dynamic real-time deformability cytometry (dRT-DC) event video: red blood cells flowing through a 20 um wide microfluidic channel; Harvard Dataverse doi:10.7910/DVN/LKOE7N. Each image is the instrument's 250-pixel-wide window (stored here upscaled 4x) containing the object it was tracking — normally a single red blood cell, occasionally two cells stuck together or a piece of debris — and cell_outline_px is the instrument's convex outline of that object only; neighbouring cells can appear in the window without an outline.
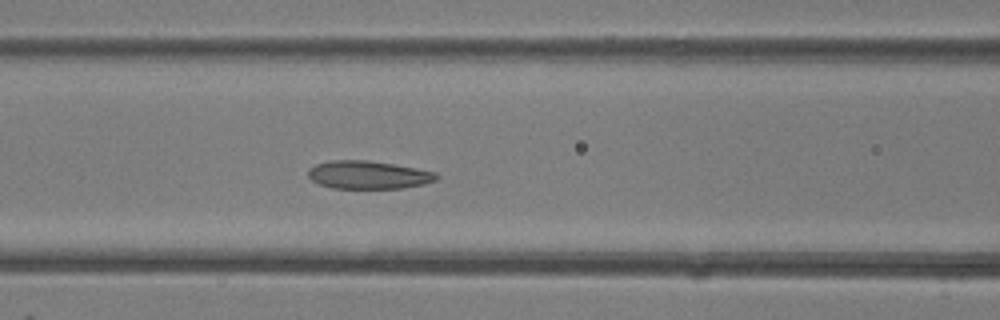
{"species": "common noctule bat (a hibernating species)", "species_latin": "Nyctalus noctula", "temperature_condition": "room temperature", "stored_images_in_passage": 12, "camera_frame_rate_fps": 3000, "um_per_image_px": 0.085, "animal": {"sex": "female"}, "frame": {"image": 1, "passage_image": 7, "time_ms": 2.0, "image_size_px": [1000, 320], "cell_outline_px": [[440, 176], [436, 180], [424, 184], [404, 188], [332, 188], [320, 184], [312, 180], [308, 176], [308, 168], [316, 164], [332, 160], [368, 160], [416, 168], [436, 172]], "centroid_in_image_um": [31.31, 14.86], "position_along_channel_um": 135.3, "area_um2": 20.98}}
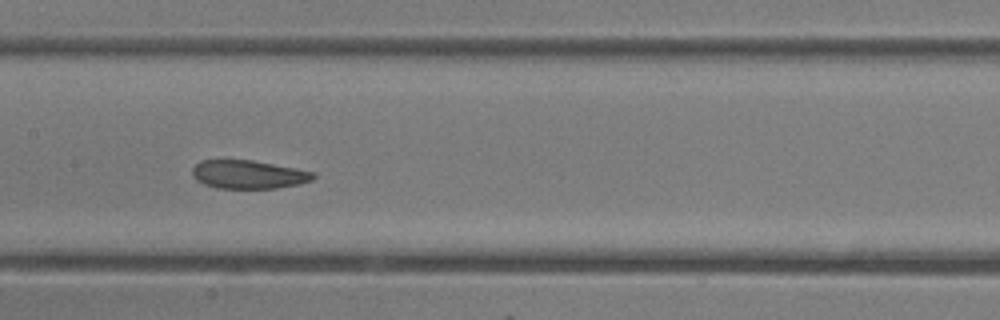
{"frame": {"image": 2, "passage_image": 10, "time_ms": 3.0, "image_size_px": [1000, 320], "cell_outline_px": [[316, 176], [312, 180], [300, 184], [276, 188], [216, 188], [204, 184], [196, 180], [192, 176], [192, 168], [200, 160], [252, 160], [316, 172]], "centroid_in_image_um": [21.11, 14.83], "position_along_channel_um": 186.3, "area_um2": 20.11}}
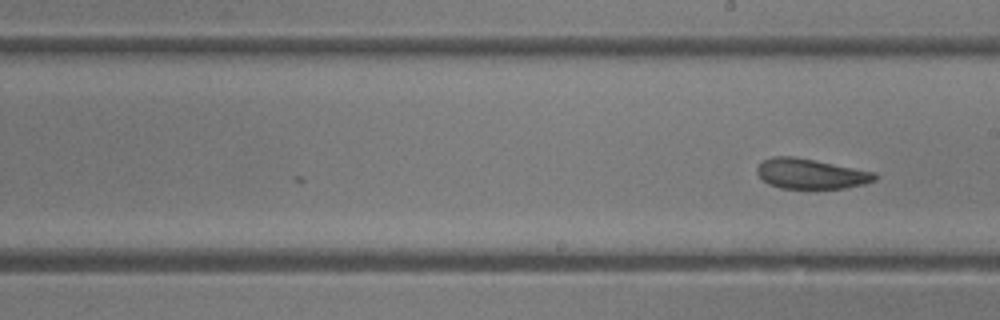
{"frame": {"image": 3, "passage_image": 12, "time_ms": 3.667, "image_size_px": [1000, 320], "cell_outline_px": [[876, 180], [864, 184], [844, 188], [780, 188], [768, 184], [756, 172], [756, 168], [764, 160], [772, 156], [792, 156], [876, 172]], "centroid_in_image_um": [68.91, 14.77], "position_along_channel_um": 220.1, "area_um2": 20.46}}